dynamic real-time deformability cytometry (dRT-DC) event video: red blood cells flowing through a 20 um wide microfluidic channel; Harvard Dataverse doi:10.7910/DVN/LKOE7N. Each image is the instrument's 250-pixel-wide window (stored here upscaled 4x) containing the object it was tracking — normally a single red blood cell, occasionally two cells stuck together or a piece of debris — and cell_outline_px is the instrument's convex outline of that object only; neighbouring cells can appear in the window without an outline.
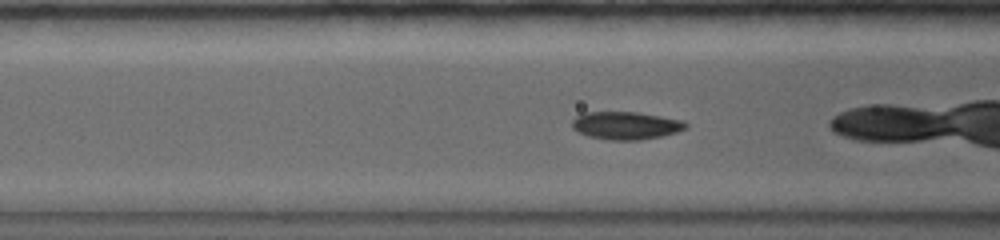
{"species": "common noctule bat (a hibernating species)", "species_latin": "Nyctalus noctula", "temperature_condition": "warm", "stored_images_in_passage": 29, "camera_frame_rate_fps": 5000, "um_per_image_px": 0.085, "animal": {"sex": "female", "body_mass_g": 19.0, "forearm_length_mm": 56.7}, "frame": {"image": 1, "passage_image": 5, "time_ms": 1.4, "image_size_px": [1000, 240], "cell_outline_px": [[688, 128], [676, 132], [660, 136], [640, 140], [608, 140], [588, 136], [576, 132], [572, 128], [572, 120], [580, 112], [636, 112], [684, 120], [688, 124]], "centroid_in_image_um": [53.17, 10.66], "position_along_channel_um": 113.4, "area_um2": 18.61}}